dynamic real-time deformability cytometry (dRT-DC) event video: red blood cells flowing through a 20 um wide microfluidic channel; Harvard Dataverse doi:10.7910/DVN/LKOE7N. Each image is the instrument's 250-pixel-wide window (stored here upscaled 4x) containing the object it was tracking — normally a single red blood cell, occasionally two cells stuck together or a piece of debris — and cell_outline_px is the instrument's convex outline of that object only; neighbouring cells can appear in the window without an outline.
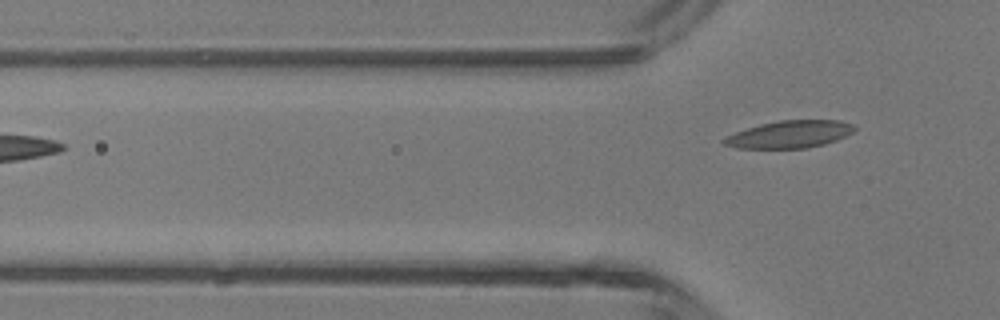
{"species": "common noctule bat (a hibernating species)", "species_latin": "Nyctalus noctula", "temperature_condition": "room temperature", "stored_images_in_passage": 5, "segment_of_instrument_passage": [2, 2], "camera_frame_rate_fps": 3000, "um_per_image_px": 0.085, "animal": {"sex": "male", "body_mass_g": 13.3}, "frame": {"image": 1, "passage_image": 5, "time_ms": 1.333, "image_size_px": [1000, 320], "cell_outline_px": [[856, 128], [852, 132], [836, 140], [824, 144], [808, 148], [736, 148], [724, 144], [720, 140], [724, 136], [760, 124], [780, 120], [840, 120], [852, 124]], "centroid_in_image_um": [67.09, 11.42], "position_along_channel_um": 58.7, "area_um2": 20.75}}